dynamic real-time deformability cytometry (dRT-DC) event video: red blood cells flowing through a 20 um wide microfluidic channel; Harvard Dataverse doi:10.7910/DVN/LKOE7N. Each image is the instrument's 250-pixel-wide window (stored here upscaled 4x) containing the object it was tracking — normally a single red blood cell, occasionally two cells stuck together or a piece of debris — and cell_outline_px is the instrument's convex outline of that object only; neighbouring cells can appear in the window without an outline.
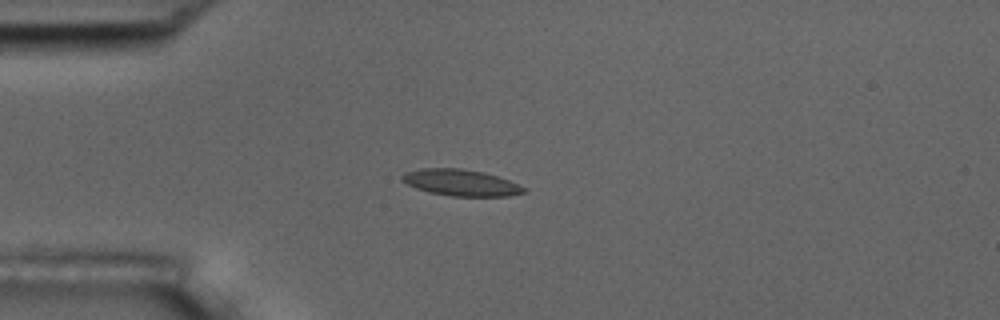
{"species": "common noctule bat (a hibernating species)", "species_latin": "Nyctalus noctula", "temperature_condition": "room temperature", "stored_images_in_passage": 42, "camera_frame_rate_fps": 3000, "um_per_image_px": 0.085, "animal": {"sex": "male", "body_mass_g": 17.5, "forearm_length_mm": 52.3}, "frame": {"image": 1, "passage_image": 1, "time_ms": 0.0, "image_size_px": [1000, 320], "cell_outline_px": [[528, 192], [508, 196], [452, 196], [432, 192], [416, 188], [400, 180], [400, 176], [404, 172], [420, 168], [460, 168], [484, 172], [508, 180], [524, 188]], "centroid_in_image_um": [39.14, 15.51], "position_along_channel_um": 45.9, "area_um2": 18.61}}
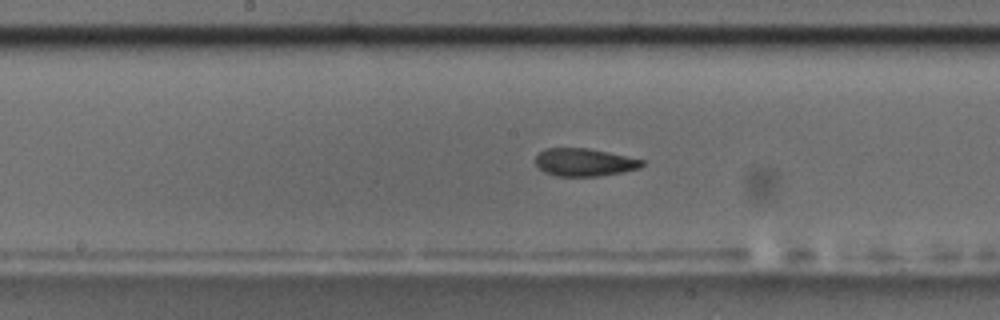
{"frame": {"image": 2, "passage_image": 15, "time_ms": 4.667, "image_size_px": [1000, 320], "cell_outline_px": [[644, 164], [640, 168], [624, 172], [596, 176], [556, 176], [544, 172], [536, 164], [536, 156], [540, 152], [548, 148], [588, 148], [608, 152], [644, 160]], "centroid_in_image_um": [49.68, 13.8], "position_along_channel_um": 198.5, "area_um2": 17.17}}
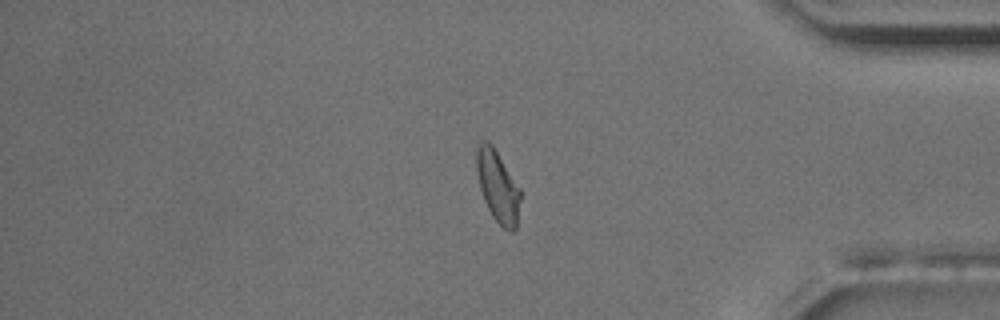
{"frame": {"image": 3, "passage_image": 33, "time_ms": 10.667, "image_size_px": [1000, 320], "cell_outline_px": [[520, 200], [516, 228], [512, 232], [508, 232], [492, 216], [484, 200], [480, 188], [476, 168], [476, 152], [480, 140], [488, 140], [492, 144], [520, 188]], "centroid_in_image_um": [42.3, 15.83], "position_along_channel_um": 392.9, "area_um2": 18.21}, "authors_computed_cell_mechanics": {"area_um2": 18.207, "velocity_mm_per_s": 3.6529, "shape_relaxation_time_tau1_ms": null, "shape_relaxation_time_tau2_ms": 1.7581, "deformation_change_tau1": null, "deformation_change_tau2": 0.0743}}